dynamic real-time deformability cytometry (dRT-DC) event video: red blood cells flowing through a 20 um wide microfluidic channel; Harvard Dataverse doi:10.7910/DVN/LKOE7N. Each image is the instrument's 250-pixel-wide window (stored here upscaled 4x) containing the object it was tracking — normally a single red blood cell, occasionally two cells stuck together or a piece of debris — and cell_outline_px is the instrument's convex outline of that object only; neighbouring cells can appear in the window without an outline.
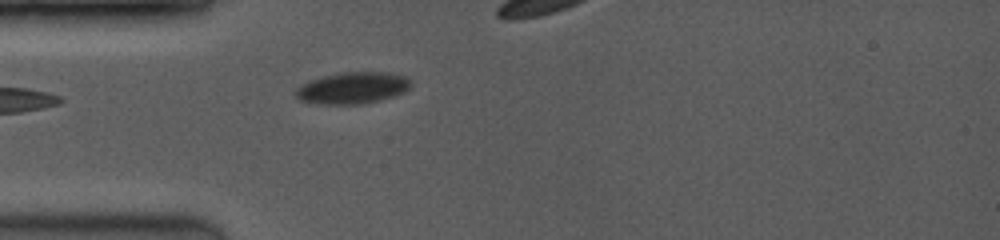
{"species": "common noctule bat (a hibernating species)", "species_latin": "Nyctalus noctula", "temperature_condition": "room temperature", "stored_images_in_passage": 12, "segment_of_instrument_passage": [1, 2], "camera_frame_rate_fps": 3500, "um_per_image_px": 0.085, "animal": {"sex": "female", "body_mass_g": 19.0, "forearm_length_mm": 53.3}, "frame": {"image": 1, "passage_image": 4, "time_ms": 1.143, "image_size_px": [1000, 240], "cell_outline_px": [[412, 84], [404, 92], [396, 96], [364, 104], [320, 104], [300, 100], [296, 96], [296, 88], [308, 80], [340, 72], [388, 72], [404, 76]], "centroid_in_image_um": [29.97, 7.48], "position_along_channel_um": 55.0, "area_um2": 21.27}}
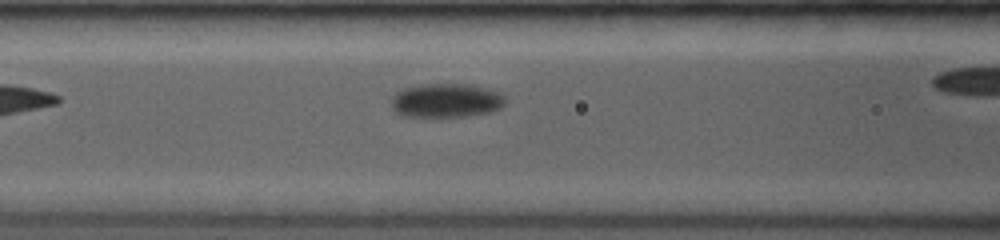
{"frame": {"image": 2, "passage_image": 10, "time_ms": 3.143, "image_size_px": [1000, 240], "cell_outline_px": [[504, 104], [500, 108], [492, 112], [468, 116], [400, 116], [392, 108], [392, 96], [396, 92], [404, 88], [420, 84], [464, 84], [484, 88], [496, 92], [504, 96]], "centroid_in_image_um": [37.88, 8.55], "position_along_channel_um": 128.7, "area_um2": 22.43}}